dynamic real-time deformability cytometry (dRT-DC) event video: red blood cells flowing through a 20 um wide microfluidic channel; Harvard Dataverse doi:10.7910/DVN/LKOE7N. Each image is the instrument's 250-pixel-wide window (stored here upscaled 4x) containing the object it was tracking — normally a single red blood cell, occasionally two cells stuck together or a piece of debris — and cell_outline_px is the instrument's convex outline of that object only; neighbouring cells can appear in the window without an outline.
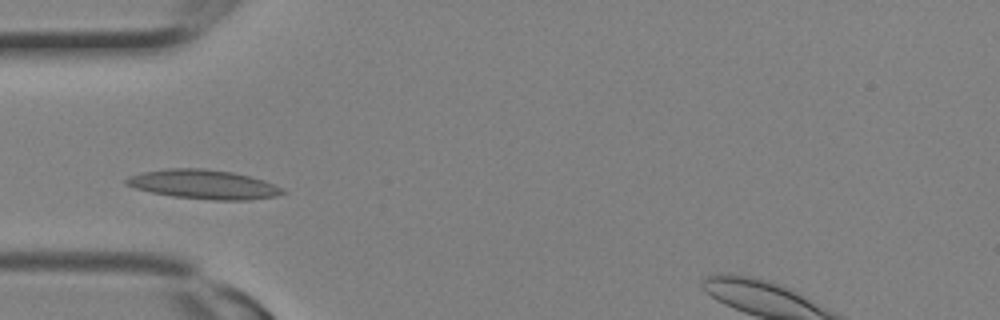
{"species": "Egyptian fruit bat (a non-hibernating species)", "species_latin": "Rousettus aegyptiacus", "temperature_condition": "room temperature", "stored_images_in_passage": 2, "camera_frame_rate_fps": 3000, "um_per_image_px": 0.085, "animal": {"sex": "female"}, "frame": {"image": 1, "passage_image": 2, "time_ms": 0.333, "image_size_px": [1000, 320], "cell_outline_px": [[288, 192], [276, 196], [248, 200], [212, 200], [172, 196], [152, 192], [136, 188], [124, 184], [124, 180], [128, 176], [144, 172], [168, 168], [204, 168], [232, 172], [264, 180], [284, 188]], "centroid_in_image_um": [17.33, 15.67], "position_along_channel_um": 67.7, "area_um2": 26.65}}